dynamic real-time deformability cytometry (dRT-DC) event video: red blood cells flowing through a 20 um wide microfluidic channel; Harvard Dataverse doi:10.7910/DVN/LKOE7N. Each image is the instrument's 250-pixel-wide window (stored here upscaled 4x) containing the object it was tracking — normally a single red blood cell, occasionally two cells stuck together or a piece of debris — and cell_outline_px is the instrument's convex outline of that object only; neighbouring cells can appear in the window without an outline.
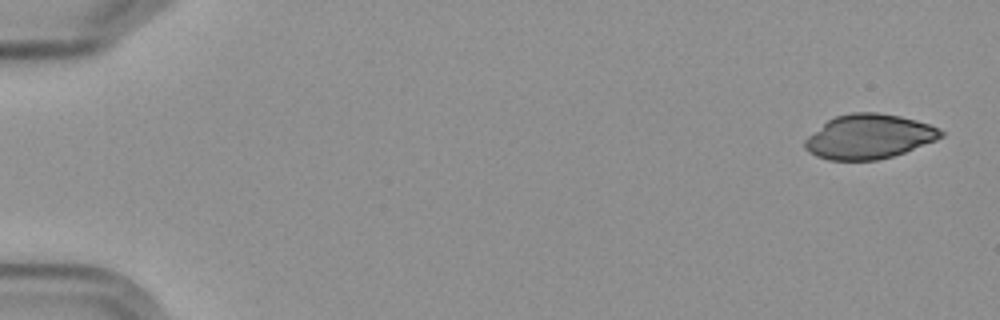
{"species": "Egyptian fruit bat (a non-hibernating species)", "species_latin": "Rousettus aegyptiacus", "temperature_condition": "cold", "stored_images_in_passage": 5, "camera_frame_rate_fps": 3000, "um_per_image_px": 0.085, "frame": {"image": 1, "passage_image": 1, "time_ms": 0.0, "image_size_px": [1000, 320], "cell_outline_px": [[944, 136], [936, 140], [904, 152], [892, 156], [876, 160], [828, 160], [816, 156], [808, 152], [804, 148], [804, 140], [808, 136], [828, 120], [836, 116], [852, 112], [876, 112], [900, 116], [916, 120], [940, 128], [944, 132]], "centroid_in_image_um": [73.86, 11.61], "position_along_channel_um": 11.1, "area_um2": 35.2}}